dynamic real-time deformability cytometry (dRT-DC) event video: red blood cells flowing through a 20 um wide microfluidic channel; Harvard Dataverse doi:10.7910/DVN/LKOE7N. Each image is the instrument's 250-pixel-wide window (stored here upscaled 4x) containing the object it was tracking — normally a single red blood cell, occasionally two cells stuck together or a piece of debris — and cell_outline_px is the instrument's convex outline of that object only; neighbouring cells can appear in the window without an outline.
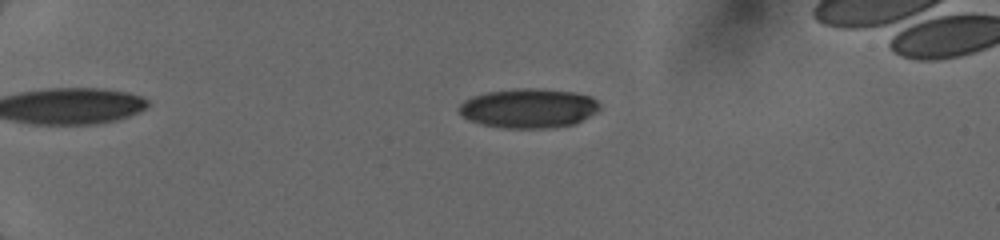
{"species": "human", "species_latin": "Homo sapiens", "temperature_condition": "cold", "stored_images_in_passage": 55, "camera_frame_rate_fps": 3000, "um_per_image_px": 0.085, "donor": {"sex": "female"}, "frame": {"image": 1, "passage_image": 3, "time_ms": 1.0, "image_size_px": [1000, 240], "cell_outline_px": [[600, 108], [596, 112], [576, 124], [552, 128], [504, 128], [480, 124], [468, 120], [460, 116], [456, 108], [464, 100], [472, 96], [484, 92], [512, 88], [540, 88], [576, 92], [592, 96], [600, 104]], "centroid_in_image_um": [44.9, 9.19], "position_along_channel_um": 40.1, "area_um2": 33.06}}
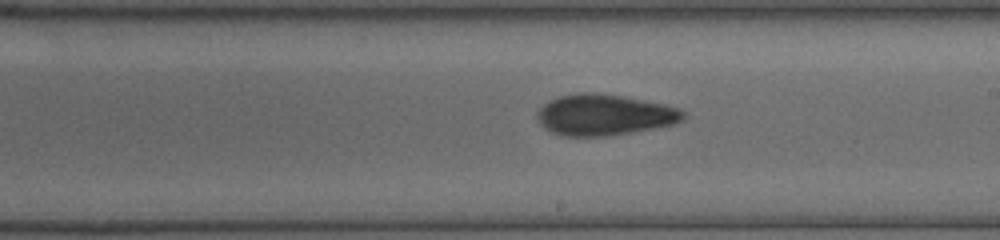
{"frame": {"image": 2, "passage_image": 26, "time_ms": 7.333, "image_size_px": [1000, 240], "cell_outline_px": [[688, 116], [684, 120], [672, 124], [632, 132], [608, 136], [564, 136], [552, 132], [544, 128], [540, 124], [536, 116], [536, 112], [548, 100], [560, 96], [580, 92], [596, 92], [624, 96], [664, 104], [680, 108]], "centroid_in_image_um": [51.36, 9.75], "position_along_channel_um": 237.6, "area_um2": 35.14}}
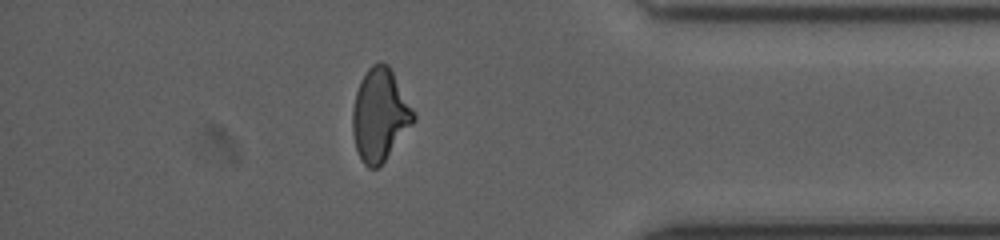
{"frame": {"image": 3, "passage_image": 46, "time_ms": 11.667, "image_size_px": [1000, 240], "cell_outline_px": [[416, 120], [384, 160], [376, 168], [368, 168], [364, 164], [356, 148], [352, 132], [352, 108], [356, 92], [360, 80], [368, 68], [372, 64], [380, 60], [388, 64], [416, 116]], "centroid_in_image_um": [32.26, 9.74], "position_along_channel_um": 402.9, "area_um2": 32.48}}